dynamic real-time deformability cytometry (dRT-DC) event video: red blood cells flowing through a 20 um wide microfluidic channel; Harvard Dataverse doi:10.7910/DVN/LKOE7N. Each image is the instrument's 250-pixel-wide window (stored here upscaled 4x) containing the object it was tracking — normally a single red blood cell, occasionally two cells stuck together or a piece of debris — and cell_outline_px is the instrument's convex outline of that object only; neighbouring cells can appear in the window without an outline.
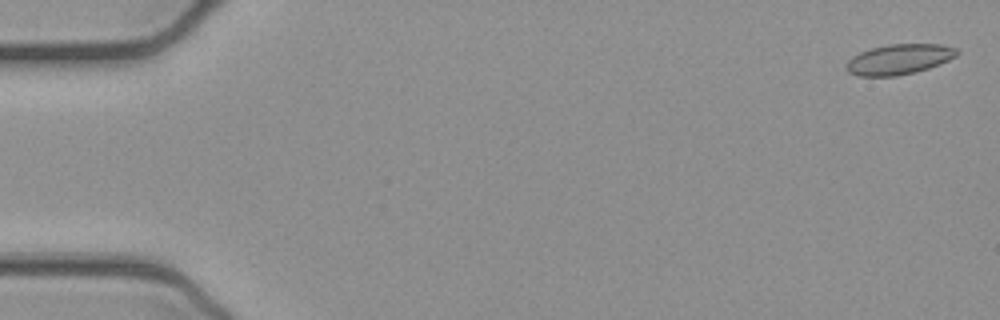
{"species": "common noctule bat (a hibernating species)", "species_latin": "Nyctalus noctula", "temperature_condition": "cold", "stored_images_in_passage": 53, "camera_frame_rate_fps": 3000, "um_per_image_px": 0.085, "animal": {"sex": "female", "body_mass_g": 21.9}, "frame": {"image": 1, "passage_image": 2, "time_ms": 0.333, "image_size_px": [1000, 320], "cell_outline_px": [[960, 52], [956, 56], [940, 64], [916, 72], [896, 76], [856, 76], [848, 72], [844, 68], [844, 64], [852, 56], [860, 52], [872, 48], [888, 44], [940, 44], [956, 48]], "centroid_in_image_um": [76.38, 5.05], "position_along_channel_um": 8.6, "area_um2": 19.71}}
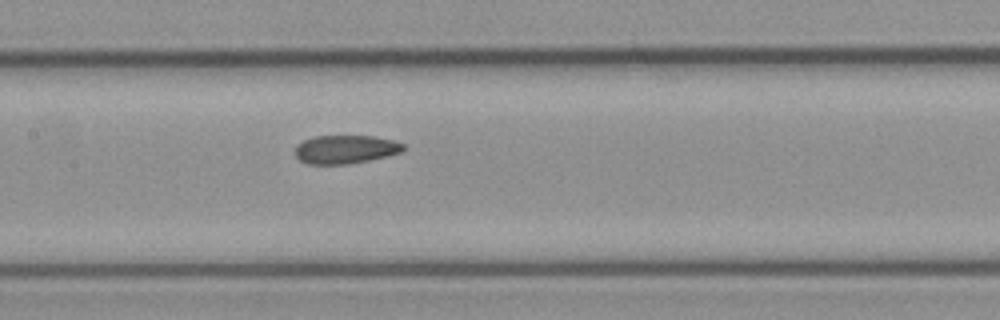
{"frame": {"image": 2, "passage_image": 26, "time_ms": 8.333, "image_size_px": [1000, 320], "cell_outline_px": [[404, 148], [400, 152], [388, 156], [348, 164], [308, 164], [300, 160], [296, 156], [296, 144], [304, 140], [316, 136], [372, 136], [392, 140], [404, 144]], "centroid_in_image_um": [29.35, 12.69], "position_along_channel_um": 178.1, "area_um2": 17.8}}
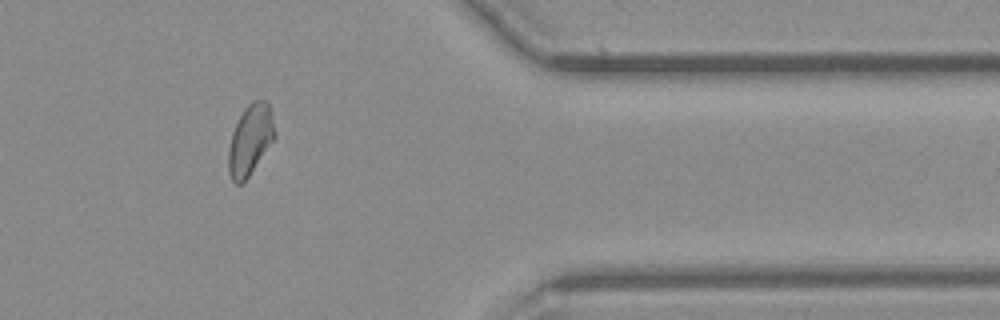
{"frame": {"image": 3, "passage_image": 44, "time_ms": 14.333, "image_size_px": [1000, 320], "cell_outline_px": [[276, 136], [248, 176], [240, 184], [236, 184], [232, 180], [228, 172], [228, 148], [232, 132], [244, 108], [252, 100], [264, 100], [268, 104], [272, 112], [276, 132]], "centroid_in_image_um": [21.27, 11.86], "position_along_channel_um": 390.1, "area_um2": 18.9}, "authors_computed_cell_mechanics": {"area_um2": 19.1318, "velocity_mm_per_s": 3.9018, "shape_relaxation_time_tau1_ms": null, "shape_relaxation_time_tau2_ms": 2.1861, "deformation_change_tau1": null, "deformation_change_tau2": 0.0843}}